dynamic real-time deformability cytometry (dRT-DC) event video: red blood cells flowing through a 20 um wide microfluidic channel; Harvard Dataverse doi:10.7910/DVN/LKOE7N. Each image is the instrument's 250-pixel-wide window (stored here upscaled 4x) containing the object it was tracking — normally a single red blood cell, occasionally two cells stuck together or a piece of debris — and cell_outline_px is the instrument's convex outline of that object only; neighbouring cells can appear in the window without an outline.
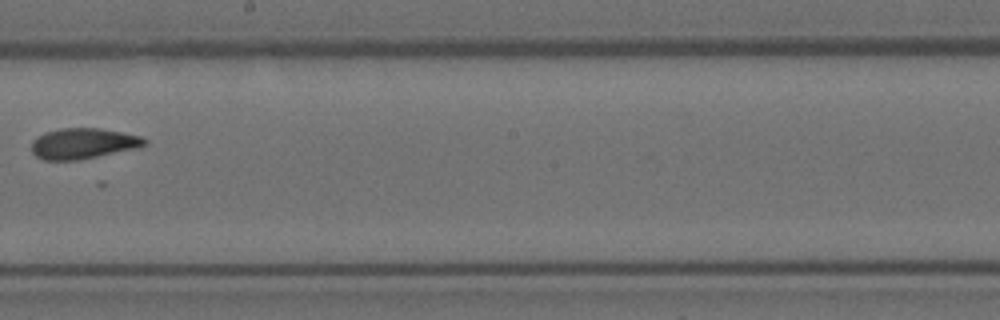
{"species": "Egyptian fruit bat (a non-hibernating species)", "species_latin": "Rousettus aegyptiacus", "temperature_condition": "room temperature", "stored_images_in_passage": 5, "camera_frame_rate_fps": 3000, "um_per_image_px": 0.085, "animal": {"sex": "female"}, "frame": {"image": 1, "passage_image": 5, "time_ms": 1.333, "image_size_px": [1000, 320], "cell_outline_px": [[148, 144], [140, 148], [80, 160], [44, 160], [36, 156], [32, 152], [32, 140], [36, 136], [44, 132], [60, 128], [100, 128], [140, 136], [148, 140]], "centroid_in_image_um": [7.08, 12.2], "position_along_channel_um": 241.1, "area_um2": 20.52}}